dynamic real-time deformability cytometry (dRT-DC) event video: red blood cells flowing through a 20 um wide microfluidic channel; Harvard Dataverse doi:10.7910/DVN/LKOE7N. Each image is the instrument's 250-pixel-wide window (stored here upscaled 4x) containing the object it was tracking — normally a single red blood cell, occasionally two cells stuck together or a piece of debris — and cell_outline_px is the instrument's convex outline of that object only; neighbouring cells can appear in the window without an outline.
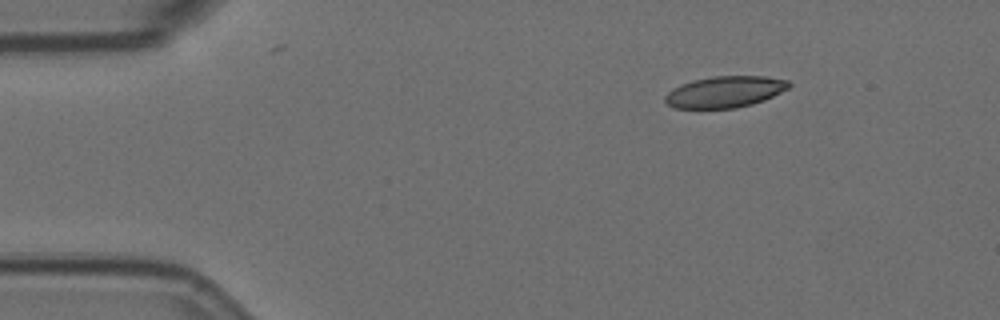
{"species": "Egyptian fruit bat (a non-hibernating species)", "species_latin": "Rousettus aegyptiacus", "temperature_condition": "room temperature", "stored_images_in_passage": 2, "camera_frame_rate_fps": 3000, "um_per_image_px": 0.085, "animal": {"sex": "female"}, "frame": {"image": 1, "passage_image": 2, "time_ms": 0.333, "image_size_px": [1000, 320], "cell_outline_px": [[792, 84], [788, 88], [764, 100], [752, 104], [736, 108], [676, 108], [668, 104], [664, 100], [664, 96], [672, 88], [680, 84], [692, 80], [712, 76], [764, 76], [788, 80]], "centroid_in_image_um": [61.6, 7.8], "position_along_channel_um": 23.4, "area_um2": 22.66}}